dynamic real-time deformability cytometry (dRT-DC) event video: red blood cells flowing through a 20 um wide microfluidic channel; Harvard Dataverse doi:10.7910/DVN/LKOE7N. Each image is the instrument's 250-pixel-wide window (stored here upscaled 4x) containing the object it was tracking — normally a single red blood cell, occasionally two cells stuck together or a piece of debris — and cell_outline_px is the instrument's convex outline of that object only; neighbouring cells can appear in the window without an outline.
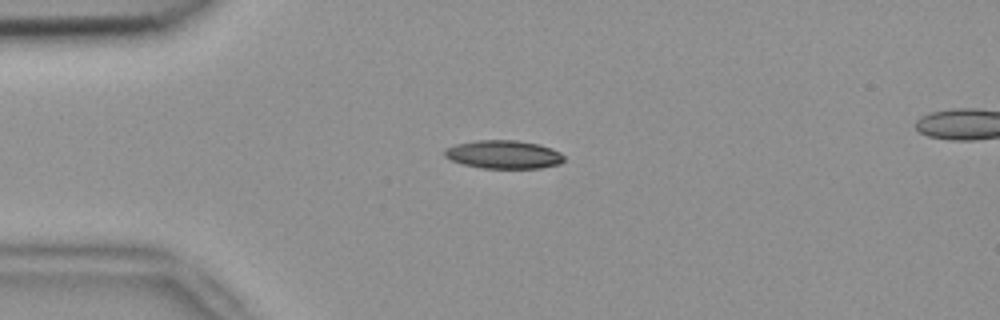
{"species": "common noctule bat (a hibernating species)", "species_latin": "Nyctalus noctula", "temperature_condition": "room temperature", "stored_images_in_passage": 4, "camera_frame_rate_fps": 3000, "um_per_image_px": 0.085, "animal": {"sex": "female", "body_mass_g": 18.4}, "frame": {"image": 1, "passage_image": 2, "time_ms": 0.333, "image_size_px": [1000, 320], "cell_outline_px": [[564, 160], [560, 164], [540, 168], [480, 168], [464, 164], [452, 160], [444, 156], [444, 152], [448, 148], [456, 144], [476, 140], [516, 140], [540, 144], [552, 148], [560, 152], [564, 156]], "centroid_in_image_um": [42.85, 13.13], "position_along_channel_um": 42.2, "area_um2": 19.71}}